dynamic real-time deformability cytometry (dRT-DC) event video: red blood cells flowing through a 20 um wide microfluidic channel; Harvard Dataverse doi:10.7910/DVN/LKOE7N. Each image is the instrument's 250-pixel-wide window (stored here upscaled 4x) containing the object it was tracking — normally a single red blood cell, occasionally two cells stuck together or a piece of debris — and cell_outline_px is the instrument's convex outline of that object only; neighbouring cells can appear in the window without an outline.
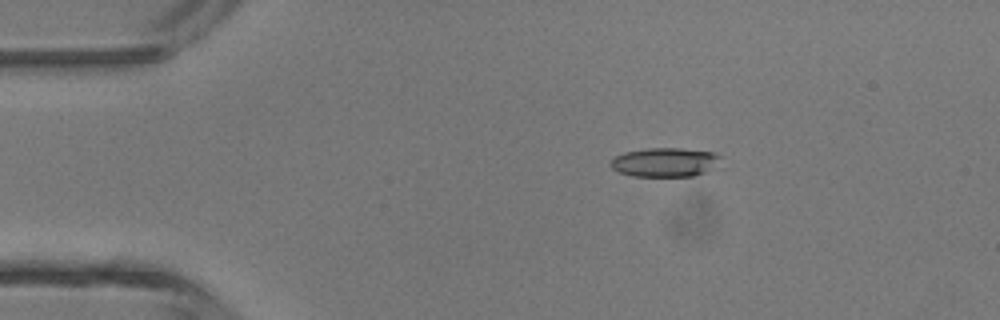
{"species": "common noctule bat (a hibernating species)", "species_latin": "Nyctalus noctula", "temperature_condition": "room temperature", "stored_images_in_passage": 6, "camera_frame_rate_fps": 3000, "um_per_image_px": 0.085, "animal": {"sex": "male", "body_mass_g": 13.3}, "frame": {"image": 1, "passage_image": 3, "time_ms": 0.667, "image_size_px": [1000, 320], "cell_outline_px": [[720, 168], [692, 176], [632, 176], [620, 172], [612, 168], [608, 164], [616, 156], [624, 152], [648, 148], [680, 148], [716, 152], [720, 156]], "centroid_in_image_um": [56.59, 13.79], "position_along_channel_um": 28.4, "area_um2": 18.96}}
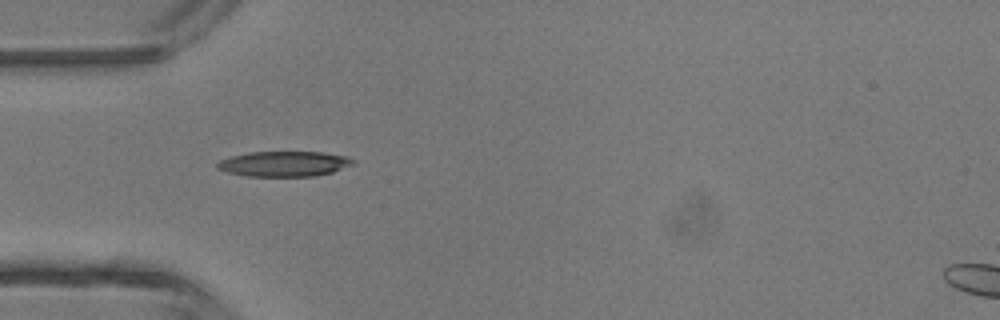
{"frame": {"image": 2, "passage_image": 5, "time_ms": 1.333, "image_size_px": [1000, 320], "cell_outline_px": [[356, 164], [332, 172], [316, 176], [248, 176], [228, 172], [216, 168], [216, 164], [220, 160], [228, 156], [248, 152], [324, 152], [348, 156], [356, 160]], "centroid_in_image_um": [24.19, 13.92], "position_along_channel_um": 60.8, "area_um2": 20.23}}
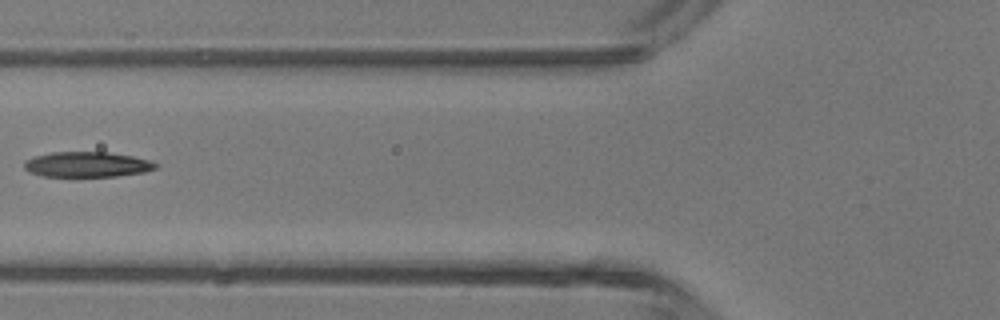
{"frame": {"image": 3, "passage_image": 6, "time_ms": 1.667, "image_size_px": [1000, 320], "cell_outline_px": [[160, 164], [156, 168], [144, 172], [116, 176], [72, 180], [44, 176], [32, 172], [24, 168], [24, 164], [28, 160], [36, 156], [52, 152], [108, 152], [132, 156], [148, 160]], "centroid_in_image_um": [7.41, 14.03], "position_along_channel_um": 118.4, "area_um2": 20.11}}